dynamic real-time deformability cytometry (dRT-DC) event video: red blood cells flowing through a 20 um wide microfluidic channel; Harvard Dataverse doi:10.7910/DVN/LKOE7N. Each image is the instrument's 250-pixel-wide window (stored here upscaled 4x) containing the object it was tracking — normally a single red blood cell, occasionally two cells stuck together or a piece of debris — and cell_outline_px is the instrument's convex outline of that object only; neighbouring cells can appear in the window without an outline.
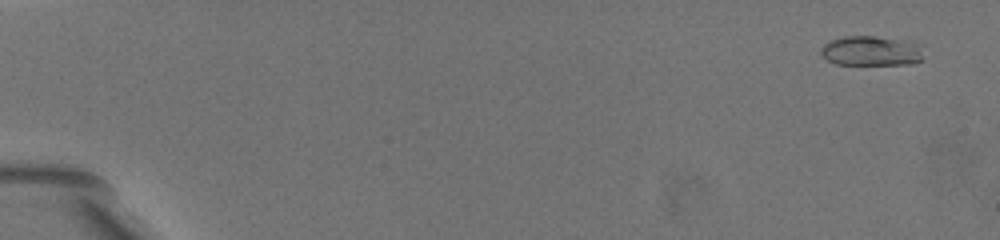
{"species": "common noctule bat (a hibernating species)", "species_latin": "Nyctalus noctula", "temperature_condition": "warm", "stored_images_in_passage": 49, "camera_frame_rate_fps": 3000, "um_per_image_px": 0.085, "animal": {"sex": "female", "body_mass_g": 19.5, "forearm_length_mm": 54.1}, "frame": {"image": 1, "passage_image": 3, "time_ms": 0.667, "image_size_px": [1000, 240], "cell_outline_px": [[920, 60], [908, 64], [836, 64], [828, 60], [820, 52], [820, 48], [824, 44], [832, 40], [844, 36], [876, 36], [916, 44], [920, 56]], "centroid_in_image_um": [73.93, 4.33], "position_along_channel_um": 11.1, "area_um2": 17.11}}
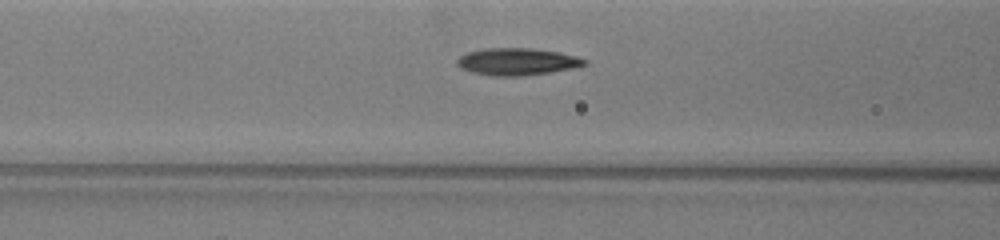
{"frame": {"image": 2, "passage_image": 25, "time_ms": 8.667, "image_size_px": [1000, 240], "cell_outline_px": [[588, 64], [572, 68], [548, 72], [520, 76], [488, 76], [472, 72], [460, 68], [456, 64], [456, 60], [460, 56], [468, 52], [484, 48], [528, 48], [560, 52], [576, 56], [588, 60]], "centroid_in_image_um": [43.93, 5.24], "position_along_channel_um": 122.7, "area_um2": 20.17}}
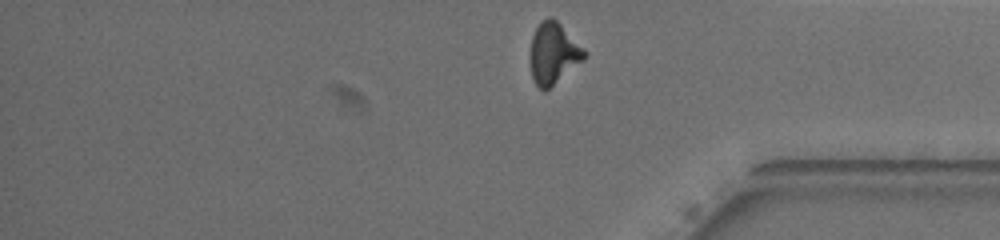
{"frame": {"image": 3, "passage_image": 49, "time_ms": 16.333, "image_size_px": [1000, 240], "cell_outline_px": [[588, 56], [584, 60], [544, 92], [536, 84], [532, 76], [528, 56], [532, 36], [540, 20], [548, 16], [556, 20], [588, 52]], "centroid_in_image_um": [47.02, 4.52], "position_along_channel_um": 388.2, "area_um2": 19.59}, "authors_computed_cell_mechanics": {"area_um2": 19.4208, "velocity_mm_per_s": 3.583, "shape_relaxation_time_tau1_ms": 5.1429, "shape_relaxation_time_tau2_ms": 2.1013, "deformation_change_tau1": 0.1809, "deformation_change_tau2": 0.0931}}